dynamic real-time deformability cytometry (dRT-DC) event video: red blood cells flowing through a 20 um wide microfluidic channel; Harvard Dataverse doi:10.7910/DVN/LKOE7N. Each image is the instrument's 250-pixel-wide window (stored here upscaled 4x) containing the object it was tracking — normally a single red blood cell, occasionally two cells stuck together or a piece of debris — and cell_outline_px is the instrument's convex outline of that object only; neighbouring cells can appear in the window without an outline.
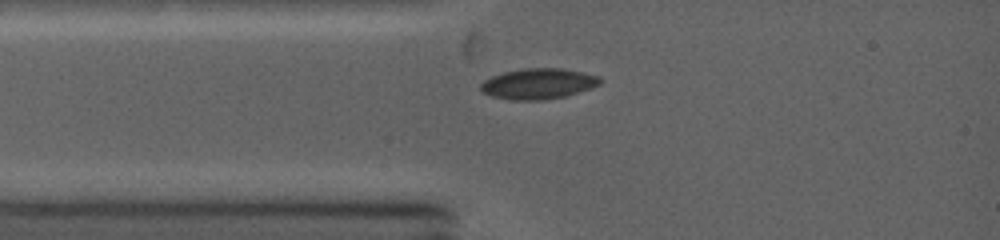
{"species": "common noctule bat (a hibernating species)", "species_latin": "Nyctalus noctula", "temperature_condition": "warm", "stored_images_in_passage": 21, "camera_frame_rate_fps": 5000, "um_per_image_px": 0.085, "animal": {"sex": "female", "body_mass_g": 19.0, "forearm_length_mm": 53.3}, "frame": {"image": 1, "passage_image": 1, "time_ms": 0.0, "image_size_px": [1000, 240], "cell_outline_px": [[600, 84], [564, 96], [536, 100], [512, 100], [492, 96], [484, 92], [480, 88], [480, 84], [484, 80], [492, 76], [504, 72], [524, 68], [560, 68], [580, 72], [596, 76], [600, 80]], "centroid_in_image_um": [45.68, 7.11], "position_along_channel_um": 39.3, "area_um2": 20.75}}
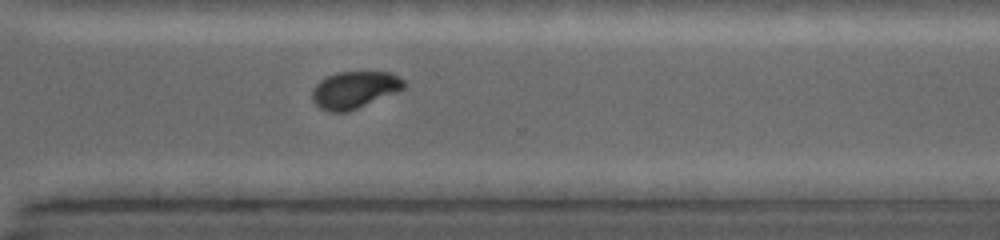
{"frame": {"image": 2, "passage_image": 15, "time_ms": 7.0, "image_size_px": [1000, 240], "cell_outline_px": [[404, 88], [348, 112], [328, 112], [320, 108], [312, 100], [312, 92], [316, 84], [320, 80], [328, 76], [340, 72], [392, 72], [404, 80]], "centroid_in_image_um": [30.1, 7.63], "position_along_channel_um": 340.5, "area_um2": 19.54}}
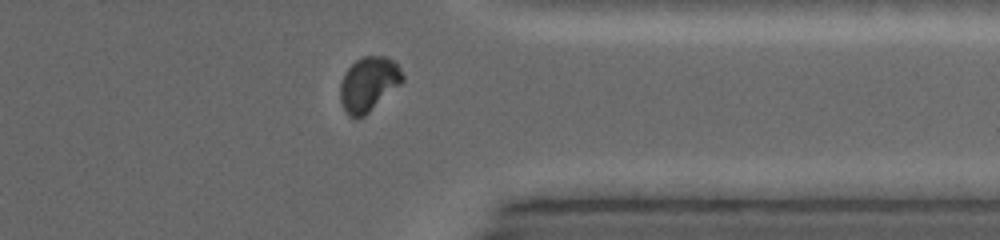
{"frame": {"image": 3, "passage_image": 17, "time_ms": 8.0, "image_size_px": [1000, 240], "cell_outline_px": [[404, 80], [400, 84], [364, 116], [356, 120], [348, 116], [340, 100], [340, 84], [344, 72], [356, 60], [364, 56], [388, 56], [400, 68], [404, 76]], "centroid_in_image_um": [31.31, 7.15], "position_along_channel_um": 380.1, "area_um2": 19.77}, "authors_computed_cell_mechanics": {"area_um2": 20.2878, "velocity_mm_per_s": 4.3259, "shape_relaxation_time_tau1_ms": 3.7379, "shape_relaxation_time_tau2_ms": null, "deformation_change_tau1": 0.1143, "deformation_change_tau2": null}}